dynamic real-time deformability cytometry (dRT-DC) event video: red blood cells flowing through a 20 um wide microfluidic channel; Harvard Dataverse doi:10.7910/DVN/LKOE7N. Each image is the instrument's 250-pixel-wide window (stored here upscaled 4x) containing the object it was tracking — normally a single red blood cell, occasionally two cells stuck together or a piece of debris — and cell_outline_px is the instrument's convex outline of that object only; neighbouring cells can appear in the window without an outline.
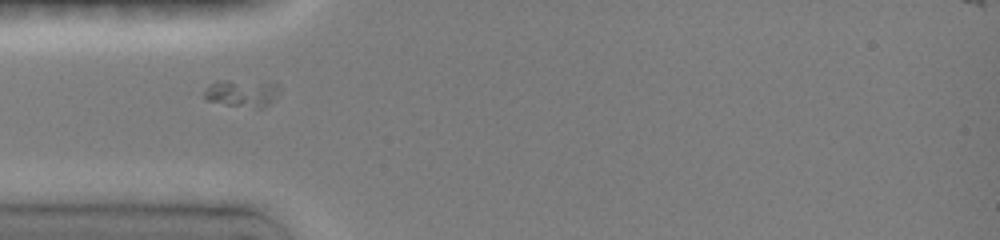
{"species": "common noctule bat (a hibernating species)", "species_latin": "Nyctalus noctula", "temperature_condition": "room temperature", "stored_images_in_passage": 4, "camera_frame_rate_fps": 3000, "um_per_image_px": 0.085, "animal": {"sex": "female", "body_mass_g": 19.0, "forearm_length_mm": 51.5}, "frame": {"image": 1, "passage_image": 1, "time_ms": 0.0, "image_size_px": [1000, 240], "cell_outline_px": [[280, 88], [272, 100], [264, 108], [260, 108], [228, 104], [208, 100], [204, 96], [204, 92], [216, 80], [228, 80], [276, 84]], "centroid_in_image_um": [20.56, 7.92], "position_along_channel_um": 64.4, "area_um2": 11.33}}